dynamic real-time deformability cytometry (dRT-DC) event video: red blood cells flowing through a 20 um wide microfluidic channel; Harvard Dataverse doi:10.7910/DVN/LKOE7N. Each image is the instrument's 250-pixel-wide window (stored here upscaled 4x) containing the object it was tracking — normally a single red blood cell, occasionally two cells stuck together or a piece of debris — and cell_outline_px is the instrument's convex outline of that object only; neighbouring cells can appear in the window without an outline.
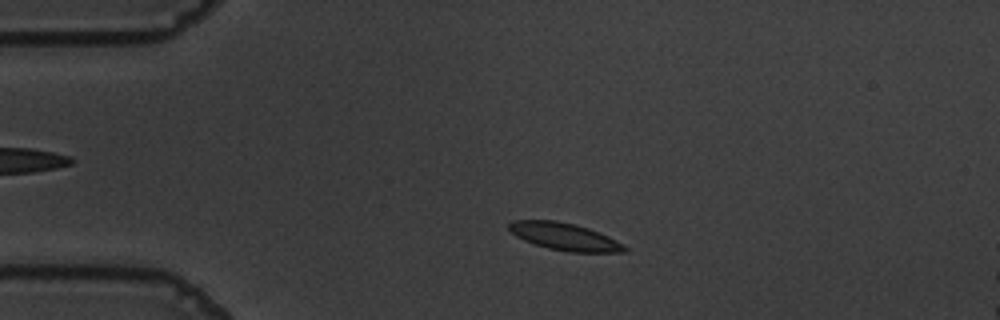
{"species": "common noctule bat (a hibernating species)", "species_latin": "Nyctalus noctula", "temperature_condition": "warm", "stored_images_in_passage": 51, "camera_frame_rate_fps": 3000, "um_per_image_px": 0.085, "animal": {"sex": "male", "body_mass_g": 19.5, "forearm_length_mm": 54.6}, "frame": {"image": 1, "passage_image": 8, "time_ms": 2.333, "image_size_px": [1000, 320], "cell_outline_px": [[628, 252], [568, 252], [548, 248], [524, 240], [516, 236], [508, 228], [508, 224], [512, 220], [556, 220], [588, 228], [608, 236], [624, 244], [628, 248]], "centroid_in_image_um": [48.0, 20.11], "position_along_channel_um": 37.0, "area_um2": 18.32}}
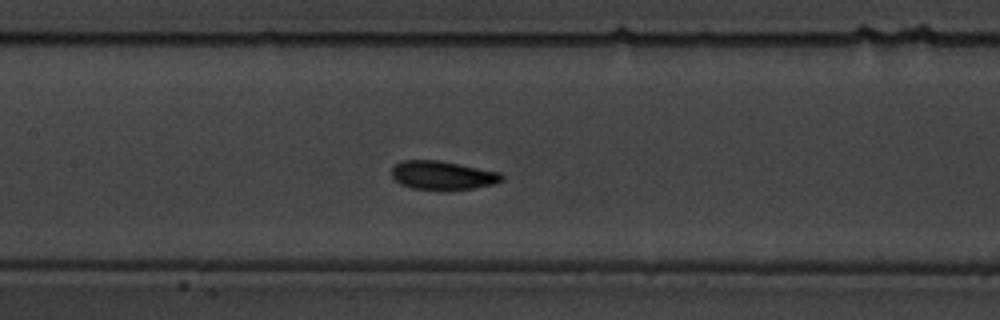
{"frame": {"image": 2, "passage_image": 22, "time_ms": 7.0, "image_size_px": [1000, 320], "cell_outline_px": [[504, 180], [492, 184], [472, 188], [412, 188], [400, 184], [392, 176], [392, 168], [400, 160], [436, 160], [500, 172], [504, 176]], "centroid_in_image_um": [37.6, 14.87], "position_along_channel_um": 169.8, "area_um2": 17.8}}
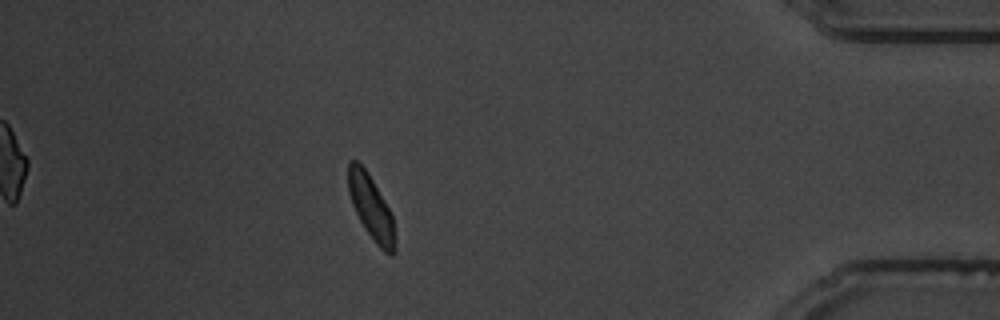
{"frame": {"image": 3, "passage_image": 45, "time_ms": 14.667, "image_size_px": [1000, 320], "cell_outline_px": [[396, 252], [392, 256], [384, 252], [376, 244], [364, 228], [352, 204], [348, 192], [348, 160], [356, 160], [368, 172], [388, 208], [392, 216], [396, 244]], "centroid_in_image_um": [31.54, 17.66], "position_along_channel_um": 403.7, "area_um2": 17.4}, "authors_computed_cell_mechanics": {"area_um2": 18.0336, "velocity_mm_per_s": 3.6218, "shape_relaxation_time_tau1_ms": 2.4178, "shape_relaxation_time_tau2_ms": 0.8742, "deformation_change_tau1": 0.1142, "deformation_change_tau2": 0.0605}}